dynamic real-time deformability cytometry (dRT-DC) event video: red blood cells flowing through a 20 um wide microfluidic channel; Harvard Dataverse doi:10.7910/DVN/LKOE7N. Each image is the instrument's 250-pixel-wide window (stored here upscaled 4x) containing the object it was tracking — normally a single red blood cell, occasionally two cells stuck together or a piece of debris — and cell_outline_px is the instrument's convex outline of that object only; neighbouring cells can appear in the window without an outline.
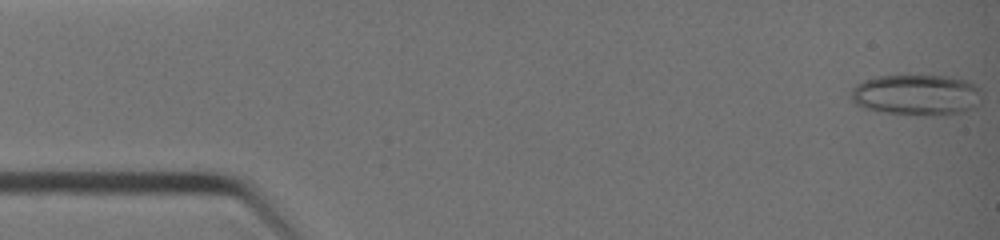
{"species": "common noctule bat (a hibernating species)", "species_latin": "Nyctalus noctula", "temperature_condition": "warm", "stored_images_in_passage": 39, "camera_frame_rate_fps": 3000, "um_per_image_px": 0.085, "animal": {"sex": "female", "body_mass_g": 19.0, "forearm_length_mm": 51.5}, "frame": {"image": 1, "passage_image": 1, "time_ms": 0.0, "image_size_px": [1000, 240], "cell_outline_px": [[980, 100], [976, 108], [964, 112], [940, 116], [916, 116], [884, 112], [864, 108], [856, 104], [848, 96], [852, 88], [856, 84], [864, 80], [876, 76], [944, 76], [968, 80], [980, 88]], "centroid_in_image_um": [77.91, 8.09], "position_along_channel_um": 7.1, "area_um2": 31.79}}
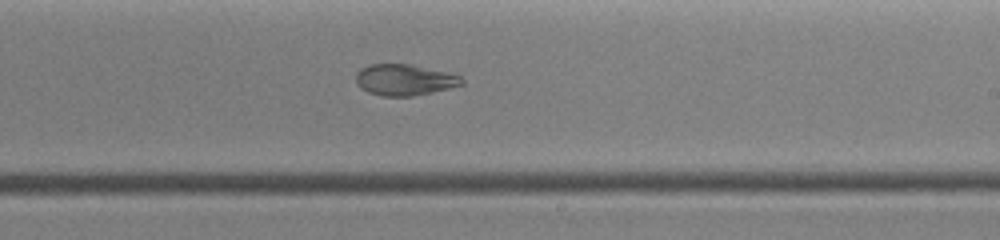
{"frame": {"image": 2, "passage_image": 24, "time_ms": 7.667, "image_size_px": [1000, 240], "cell_outline_px": [[464, 84], [432, 92], [412, 96], [384, 96], [368, 92], [360, 88], [356, 80], [356, 72], [360, 68], [368, 64], [408, 64], [448, 72], [460, 76], [464, 80]], "centroid_in_image_um": [34.36, 6.78], "position_along_channel_um": 254.6, "area_um2": 19.19}}
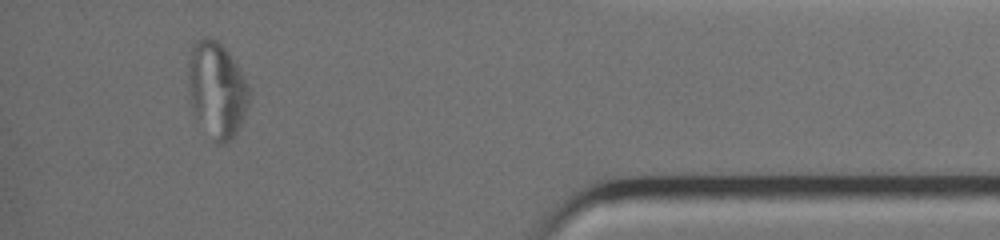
{"frame": {"image": 3, "passage_image": 36, "time_ms": 11.667, "image_size_px": [1000, 240], "cell_outline_px": [[248, 104], [244, 116], [236, 132], [224, 144], [216, 144], [192, 108], [188, 92], [188, 64], [192, 48], [196, 40], [208, 36], [216, 40], [228, 52], [240, 68], [248, 84]], "centroid_in_image_um": [18.42, 7.58], "position_along_channel_um": 416.8, "area_um2": 33.41}}